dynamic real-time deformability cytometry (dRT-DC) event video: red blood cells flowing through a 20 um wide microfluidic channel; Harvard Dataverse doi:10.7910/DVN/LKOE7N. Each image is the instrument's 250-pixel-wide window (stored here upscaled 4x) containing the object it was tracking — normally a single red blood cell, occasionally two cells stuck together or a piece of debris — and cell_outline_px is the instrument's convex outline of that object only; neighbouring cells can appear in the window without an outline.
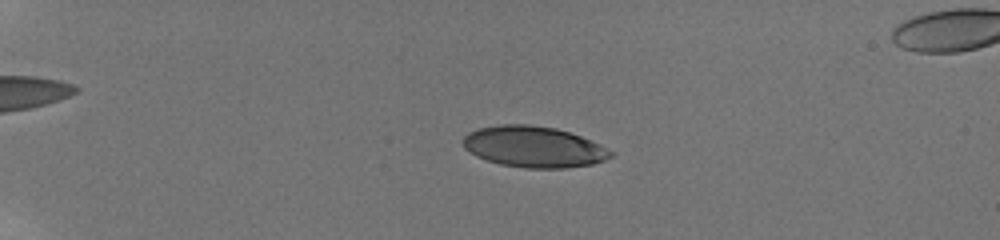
{"species": "human", "species_latin": "Homo sapiens", "temperature_condition": "room temperature", "stored_images_in_passage": 58, "camera_frame_rate_fps": 3000, "um_per_image_px": 0.085, "donor": {"sex": "male"}, "frame": {"image": 1, "passage_image": 16, "time_ms": 5.0, "image_size_px": [1000, 240], "cell_outline_px": [[616, 152], [612, 156], [604, 160], [592, 164], [564, 168], [524, 168], [500, 164], [476, 156], [464, 148], [464, 136], [468, 132], [480, 128], [500, 124], [528, 124], [556, 128], [580, 136], [600, 144]], "centroid_in_image_um": [45.39, 12.48], "position_along_channel_um": 39.6, "area_um2": 35.32}}
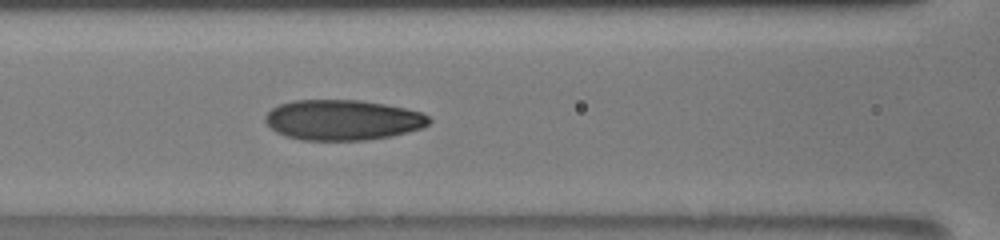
{"frame": {"image": 2, "passage_image": 30, "time_ms": 9.667, "image_size_px": [1000, 240], "cell_outline_px": [[432, 120], [424, 128], [392, 136], [368, 140], [300, 140], [284, 136], [276, 132], [264, 120], [264, 116], [272, 108], [280, 104], [292, 100], [360, 100], [384, 104], [404, 108], [420, 112], [428, 116]], "centroid_in_image_um": [29.13, 10.2], "position_along_channel_um": 137.5, "area_um2": 38.73}}
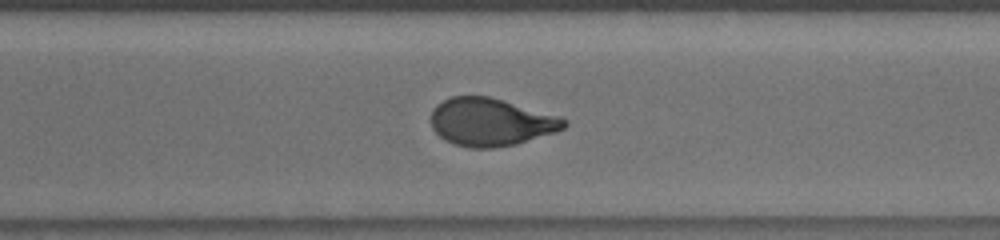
{"frame": {"image": 3, "passage_image": 45, "time_ms": 14.667, "image_size_px": [1000, 240], "cell_outline_px": [[568, 124], [564, 128], [556, 132], [516, 144], [492, 148], [468, 148], [452, 144], [444, 140], [432, 128], [432, 108], [436, 104], [452, 96], [488, 96], [560, 116], [568, 120]], "centroid_in_image_um": [41.72, 10.38], "position_along_channel_um": 328.9, "area_um2": 37.17}, "authors_computed_cell_mechanics": {"area_um2": 36.5874, "velocity_mm_per_s": 3.8425, "shape_relaxation_time_tau1_ms": 6.5484, "shape_relaxation_time_tau2_ms": 1.052, "deformation_change_tau1": 0.2327, "deformation_change_tau2": 0.0729}}